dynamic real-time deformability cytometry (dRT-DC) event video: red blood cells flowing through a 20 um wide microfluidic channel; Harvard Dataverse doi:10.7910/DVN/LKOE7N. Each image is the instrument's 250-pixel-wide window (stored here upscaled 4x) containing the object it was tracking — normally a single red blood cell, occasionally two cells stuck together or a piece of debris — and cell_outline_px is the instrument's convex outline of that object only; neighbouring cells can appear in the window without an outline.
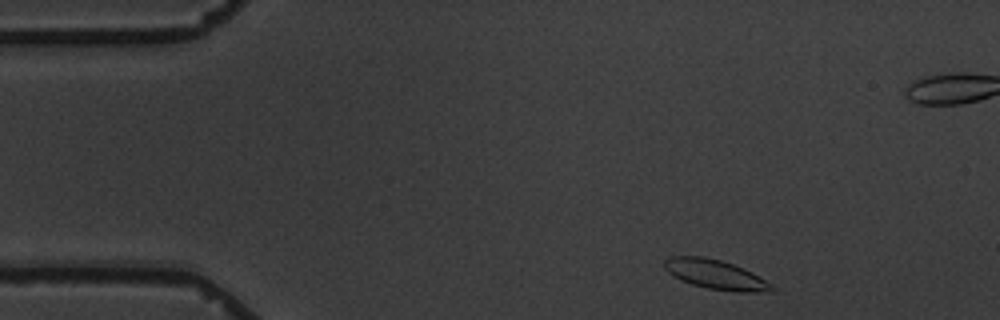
{"species": "common noctule bat (a hibernating species)", "species_latin": "Nyctalus noctula", "temperature_condition": "warm", "stored_images_in_passage": 7, "camera_frame_rate_fps": 3000, "um_per_image_px": 0.085, "animal": {"sex": "male", "body_mass_g": 19.5, "forearm_length_mm": 54.6}, "frame": {"image": 1, "passage_image": 1, "time_ms": 0.0, "image_size_px": [1000, 320], "cell_outline_px": [[776, 292], [736, 292], [708, 288], [692, 284], [680, 280], [668, 272], [664, 268], [664, 260], [668, 256], [704, 256], [720, 260], [744, 268], [752, 272], [772, 284], [776, 288]], "centroid_in_image_um": [60.85, 23.34], "position_along_channel_um": 24.2, "area_um2": 18.61}}
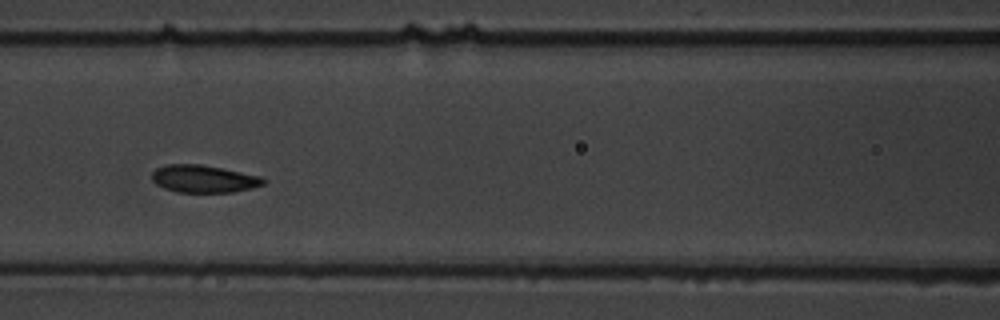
{"frame": {"image": 2, "passage_image": 6, "time_ms": 5.667, "image_size_px": [1000, 320], "cell_outline_px": [[268, 180], [264, 184], [252, 188], [232, 192], [176, 192], [164, 188], [156, 184], [152, 180], [152, 172], [156, 168], [164, 164], [200, 164], [260, 176]], "centroid_in_image_um": [17.29, 15.2], "position_along_channel_um": 149.3, "area_um2": 17.86}}
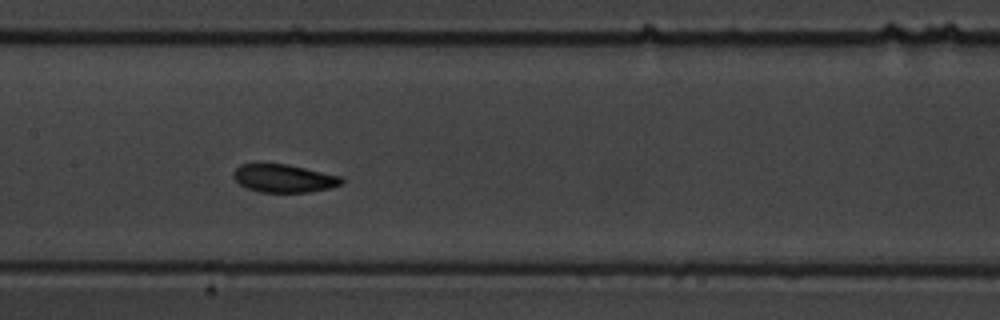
{"frame": {"image": 3, "passage_image": 7, "time_ms": 6.667, "image_size_px": [1000, 320], "cell_outline_px": [[344, 180], [340, 184], [328, 188], [308, 192], [260, 192], [248, 188], [240, 184], [232, 176], [232, 172], [240, 164], [288, 164], [340, 176]], "centroid_in_image_um": [24.09, 15.15], "position_along_channel_um": 183.3, "area_um2": 17.46}}